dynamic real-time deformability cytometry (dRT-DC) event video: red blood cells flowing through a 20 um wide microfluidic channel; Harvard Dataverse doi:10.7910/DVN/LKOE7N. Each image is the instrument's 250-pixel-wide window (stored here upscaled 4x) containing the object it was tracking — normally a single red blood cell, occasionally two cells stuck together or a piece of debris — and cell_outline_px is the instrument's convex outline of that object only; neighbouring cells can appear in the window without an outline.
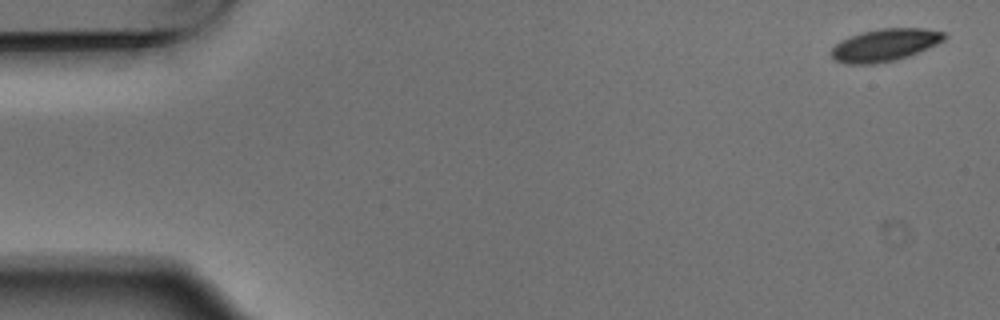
{"species": "Egyptian fruit bat (a non-hibernating species)", "species_latin": "Rousettus aegyptiacus", "temperature_condition": "warm", "stored_images_in_passage": 6, "camera_frame_rate_fps": 3000, "um_per_image_px": 0.085, "animal": {"sex": "male"}, "frame": {"image": 1, "passage_image": 1, "time_ms": 0.0, "image_size_px": [1000, 320], "cell_outline_px": [[948, 36], [944, 40], [928, 48], [908, 56], [896, 60], [876, 64], [844, 64], [836, 60], [832, 56], [832, 48], [840, 40], [860, 32], [880, 28], [924, 28], [944, 32]], "centroid_in_image_um": [75.22, 3.82], "position_along_channel_um": 9.8, "area_um2": 21.44}}
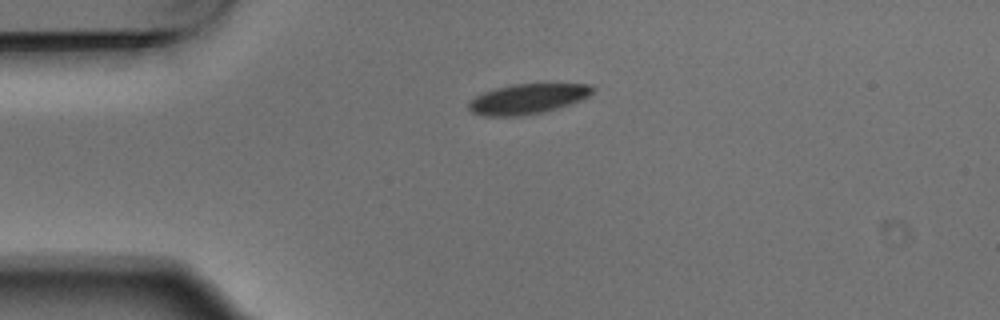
{"frame": {"image": 2, "passage_image": 4, "time_ms": 1.0, "image_size_px": [1000, 320], "cell_outline_px": [[596, 88], [588, 96], [580, 100], [556, 108], [540, 112], [516, 116], [484, 116], [472, 112], [468, 108], [468, 104], [476, 96], [484, 92], [496, 88], [516, 84], [588, 84]], "centroid_in_image_um": [44.83, 8.4], "position_along_channel_um": 40.2, "area_um2": 21.27}}
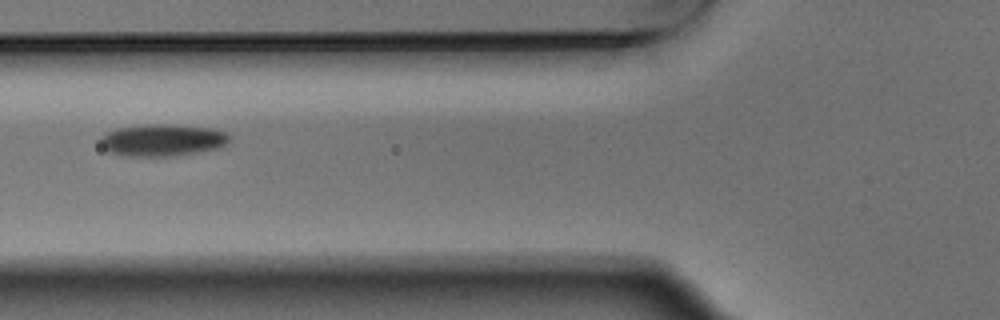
{"frame": {"image": 3, "passage_image": 6, "time_ms": 1.667, "image_size_px": [1000, 320], "cell_outline_px": [[232, 136], [228, 144], [216, 148], [176, 156], [124, 156], [108, 152], [100, 144], [100, 136], [116, 128], [144, 124], [164, 124], [212, 128], [224, 132]], "centroid_in_image_um": [13.78, 11.91], "position_along_channel_um": 112.0, "area_um2": 24.22}}